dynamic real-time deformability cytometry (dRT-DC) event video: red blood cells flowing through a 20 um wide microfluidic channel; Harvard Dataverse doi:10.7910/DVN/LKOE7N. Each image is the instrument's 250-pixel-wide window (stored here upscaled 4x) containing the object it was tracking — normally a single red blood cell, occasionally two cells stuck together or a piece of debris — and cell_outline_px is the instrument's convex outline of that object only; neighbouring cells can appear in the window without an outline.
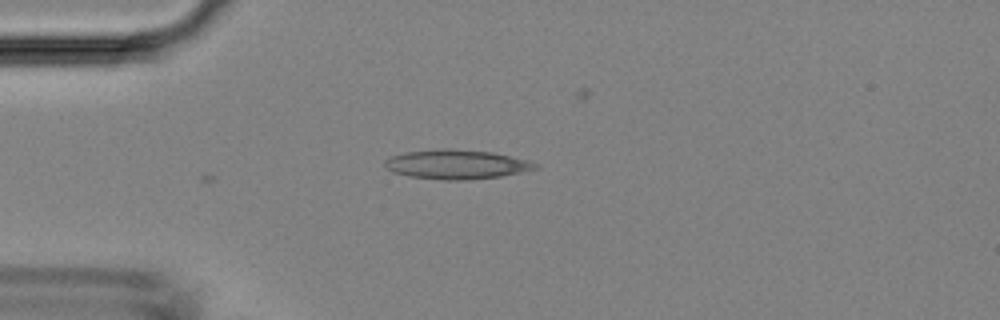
{"species": "Egyptian fruit bat (a non-hibernating species)", "species_latin": "Rousettus aegyptiacus", "temperature_condition": "room temperature", "stored_images_in_passage": 10, "camera_frame_rate_fps": 3000, "um_per_image_px": 0.085, "animal": {"sex": "female"}, "frame": {"image": 1, "passage_image": 10, "time_ms": 3.0, "image_size_px": [1000, 320], "cell_outline_px": [[540, 168], [500, 176], [468, 180], [440, 180], [408, 176], [392, 172], [384, 168], [384, 160], [388, 156], [404, 152], [436, 148], [452, 148], [492, 152], [528, 160], [540, 164]], "centroid_in_image_um": [38.75, 13.96], "position_along_channel_um": 46.3, "area_um2": 26.24}}